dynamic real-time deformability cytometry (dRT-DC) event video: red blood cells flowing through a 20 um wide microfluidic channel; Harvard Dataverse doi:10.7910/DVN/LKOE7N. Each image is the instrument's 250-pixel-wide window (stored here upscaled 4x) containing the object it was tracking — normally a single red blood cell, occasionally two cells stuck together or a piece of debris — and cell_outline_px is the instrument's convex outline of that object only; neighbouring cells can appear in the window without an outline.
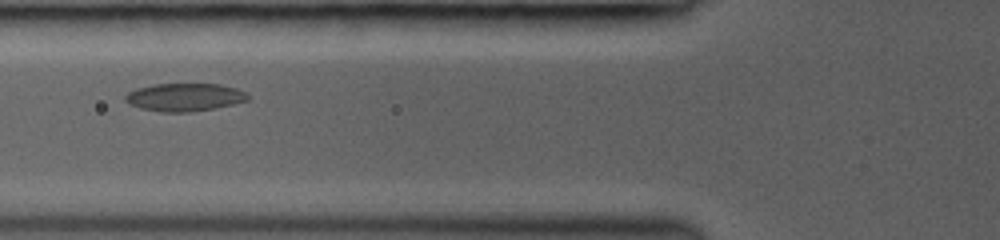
{"species": "common noctule bat (a hibernating species)", "species_latin": "Nyctalus noctula", "temperature_condition": "room temperature", "stored_images_in_passage": 26, "segment_of_instrument_passage": [1, 2], "camera_frame_rate_fps": 3000, "um_per_image_px": 0.085, "animal": {"sex": "female", "body_mass_g": 19.0, "forearm_length_mm": 53.3}, "frame": {"image": 1, "passage_image": 2, "time_ms": 1.0, "image_size_px": [1000, 240], "cell_outline_px": [[248, 100], [232, 104], [192, 112], [160, 112], [140, 108], [124, 100], [124, 96], [128, 92], [136, 88], [152, 84], [220, 84], [236, 88], [248, 92]], "centroid_in_image_um": [15.68, 8.25], "position_along_channel_um": 110.1, "area_um2": 19.94}}
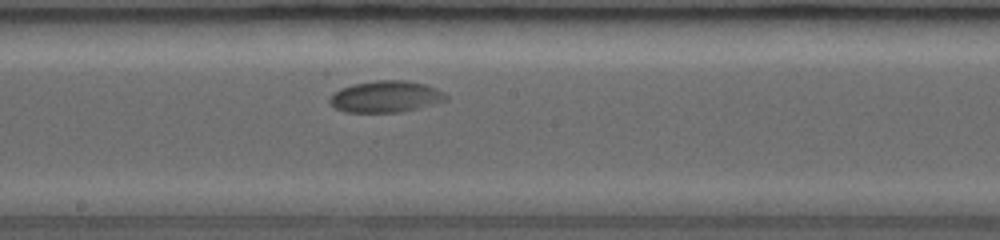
{"frame": {"image": 2, "passage_image": 8, "time_ms": 3.667, "image_size_px": [1000, 240], "cell_outline_px": [[448, 100], [400, 112], [344, 112], [336, 108], [328, 100], [340, 88], [352, 84], [376, 80], [404, 80], [424, 84], [436, 88], [444, 92], [448, 96]], "centroid_in_image_um": [32.8, 8.2], "position_along_channel_um": 215.4, "area_um2": 21.21}}
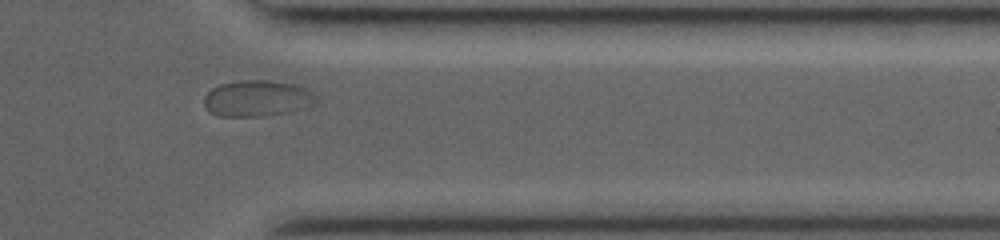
{"frame": {"image": 3, "passage_image": 20, "time_ms": 8.0, "image_size_px": [1000, 240], "cell_outline_px": [[316, 104], [288, 112], [264, 116], [220, 116], [208, 112], [204, 104], [204, 96], [212, 88], [220, 84], [236, 80], [268, 80], [296, 84], [312, 92], [316, 96]], "centroid_in_image_um": [21.84, 8.36], "position_along_channel_um": 389.6, "area_um2": 23.76}}